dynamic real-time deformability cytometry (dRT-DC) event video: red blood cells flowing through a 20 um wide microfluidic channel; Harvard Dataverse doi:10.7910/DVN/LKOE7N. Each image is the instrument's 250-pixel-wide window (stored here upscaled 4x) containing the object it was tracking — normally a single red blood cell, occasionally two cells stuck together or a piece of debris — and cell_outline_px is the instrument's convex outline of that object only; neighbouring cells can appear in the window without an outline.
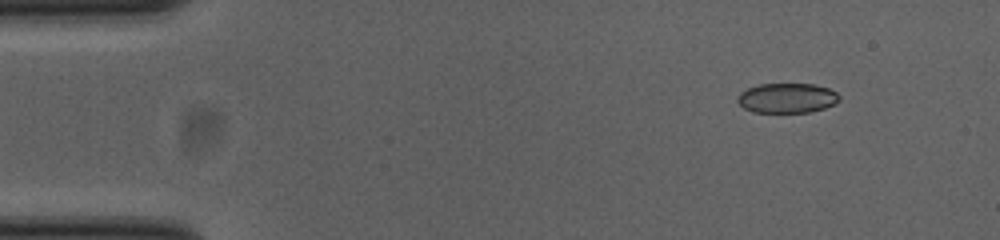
{"species": "common noctule bat (a hibernating species)", "species_latin": "Nyctalus noctula", "temperature_condition": "cold", "stored_images_in_passage": 48, "camera_frame_rate_fps": 3000, "um_per_image_px": 0.085, "animal": {"sex": "female", "body_mass_g": 23.0, "forearm_length_mm": 53.4}, "frame": {"image": 1, "passage_image": 1, "time_ms": 0.0, "image_size_px": [1000, 240], "cell_outline_px": [[840, 100], [824, 108], [808, 112], [752, 112], [744, 108], [736, 100], [736, 96], [740, 92], [748, 88], [760, 84], [812, 84], [828, 88], [836, 92], [840, 96]], "centroid_in_image_um": [66.87, 8.33], "position_along_channel_um": 18.1, "area_um2": 17.63}}
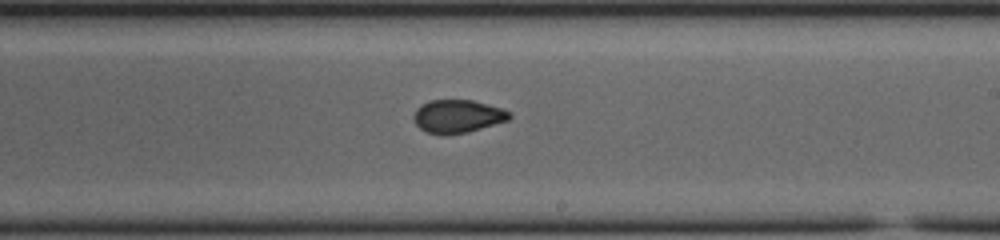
{"frame": {"image": 2, "passage_image": 26, "time_ms": 8.333, "image_size_px": [1000, 240], "cell_outline_px": [[512, 116], [508, 120], [468, 132], [428, 132], [420, 128], [412, 120], [412, 116], [416, 108], [420, 104], [428, 100], [472, 100], [500, 108], [512, 112]], "centroid_in_image_um": [38.88, 9.84], "position_along_channel_um": 250.1, "area_um2": 18.09}}
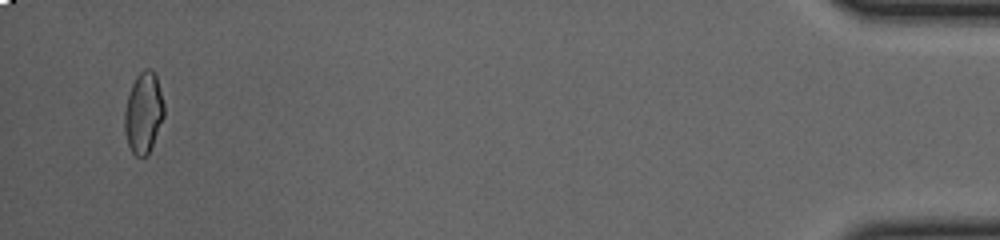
{"frame": {"image": 3, "passage_image": 46, "time_ms": 15.0, "image_size_px": [1000, 240], "cell_outline_px": [[164, 116], [152, 144], [148, 152], [144, 156], [136, 156], [132, 152], [128, 144], [124, 132], [124, 112], [128, 96], [132, 84], [136, 76], [144, 68], [152, 68], [156, 72], [164, 104]], "centroid_in_image_um": [12.19, 9.53], "position_along_channel_um": 423.0, "area_um2": 18.61}, "authors_computed_cell_mechanics": {"area_um2": 18.5538, "velocity_mm_per_s": 3.8764, "shape_relaxation_time_tau1_ms": null, "shape_relaxation_time_tau2_ms": 1.4028, "deformation_change_tau1": null, "deformation_change_tau2": 0.049}}